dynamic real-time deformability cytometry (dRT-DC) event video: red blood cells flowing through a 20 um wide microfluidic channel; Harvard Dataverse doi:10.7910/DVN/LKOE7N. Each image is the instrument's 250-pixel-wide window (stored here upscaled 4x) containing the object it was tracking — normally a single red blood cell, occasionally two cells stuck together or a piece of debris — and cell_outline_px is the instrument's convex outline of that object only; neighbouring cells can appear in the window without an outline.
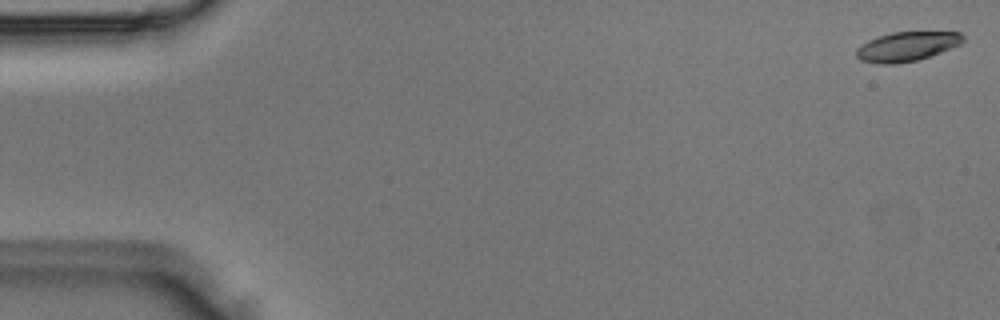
{"species": "Egyptian fruit bat (a non-hibernating species)", "species_latin": "Rousettus aegyptiacus", "temperature_condition": "room temperature", "stored_images_in_passage": 4, "camera_frame_rate_fps": 3000, "um_per_image_px": 0.085, "animal": {"sex": "male"}, "frame": {"image": 1, "passage_image": 1, "time_ms": 0.0, "image_size_px": [1000, 320], "cell_outline_px": [[964, 40], [960, 44], [940, 52], [916, 60], [892, 64], [880, 64], [860, 60], [856, 56], [856, 48], [860, 44], [868, 40], [892, 32], [960, 32], [964, 36]], "centroid_in_image_um": [77.05, 3.94], "position_along_channel_um": 8.0, "area_um2": 18.09}}
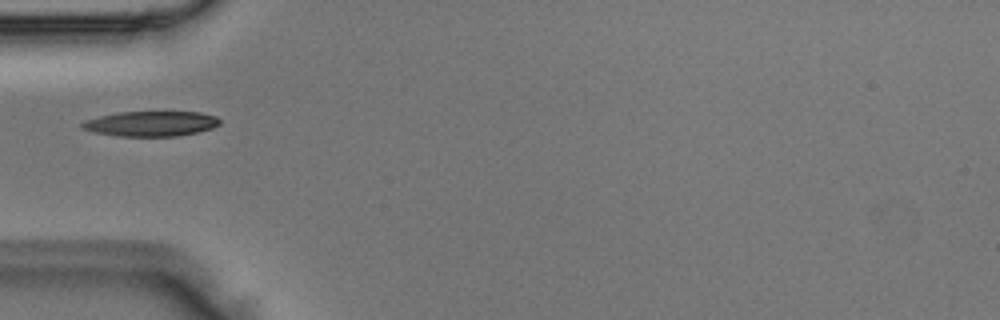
{"frame": {"image": 2, "passage_image": 4, "time_ms": 1.0, "image_size_px": [1000, 320], "cell_outline_px": [[220, 124], [212, 128], [196, 132], [176, 136], [116, 136], [92, 132], [80, 128], [80, 124], [88, 120], [100, 116], [120, 112], [200, 112], [216, 116], [220, 120]], "centroid_in_image_um": [12.82, 10.52], "position_along_channel_um": 72.2, "area_um2": 20.06}}